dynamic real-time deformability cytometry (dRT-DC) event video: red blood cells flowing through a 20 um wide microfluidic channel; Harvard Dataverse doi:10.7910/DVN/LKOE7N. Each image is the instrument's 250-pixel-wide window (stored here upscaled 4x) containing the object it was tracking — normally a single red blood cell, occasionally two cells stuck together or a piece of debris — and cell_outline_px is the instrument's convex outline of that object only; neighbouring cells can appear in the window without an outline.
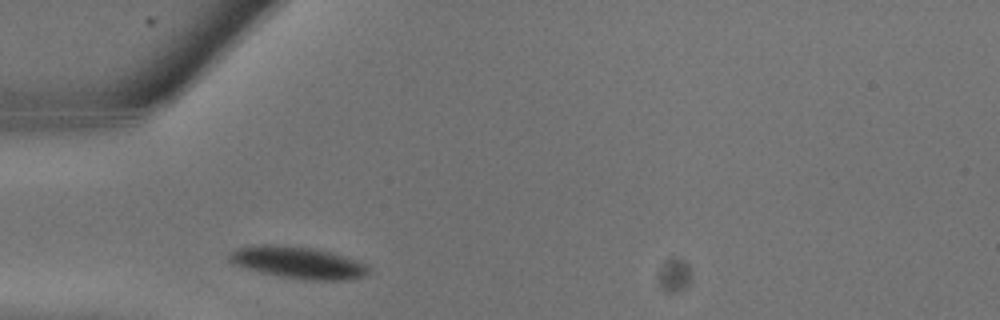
{"species": "common noctule bat (a hibernating species)", "species_latin": "Nyctalus noctula", "temperature_condition": "warm", "stored_images_in_passage": 5, "camera_frame_rate_fps": 3000, "um_per_image_px": 0.085, "animal": {"sex": "male", "body_mass_g": 13.3}, "frame": {"image": 1, "passage_image": 2, "time_ms": 0.333, "image_size_px": [1000, 320], "cell_outline_px": [[368, 272], [364, 276], [352, 280], [312, 280], [284, 276], [260, 272], [232, 264], [228, 260], [228, 252], [236, 248], [256, 244], [284, 244], [312, 248], [344, 256], [356, 260], [364, 264], [368, 268]], "centroid_in_image_um": [25.26, 22.3], "position_along_channel_um": 59.7, "area_um2": 25.89}}